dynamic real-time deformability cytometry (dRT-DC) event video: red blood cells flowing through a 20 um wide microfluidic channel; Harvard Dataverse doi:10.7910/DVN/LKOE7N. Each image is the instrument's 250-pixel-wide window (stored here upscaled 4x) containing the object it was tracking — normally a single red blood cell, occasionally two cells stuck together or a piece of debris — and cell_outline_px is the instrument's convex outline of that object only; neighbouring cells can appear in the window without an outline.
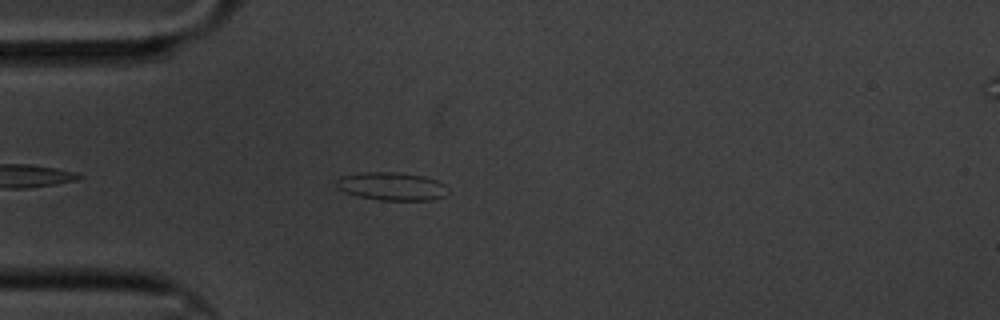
{"species": "common noctule bat (a hibernating species)", "species_latin": "Nyctalus noctula", "temperature_condition": "cold", "stored_images_in_passage": 42, "camera_frame_rate_fps": 3000, "um_per_image_px": 0.085, "animal": {"sex": "male", "body_mass_g": 20.1, "forearm_length_mm": 53.5}, "frame": {"image": 1, "passage_image": 1, "time_ms": 0.0, "image_size_px": [1000, 320], "cell_outline_px": [[448, 192], [444, 196], [432, 200], [380, 200], [360, 196], [344, 192], [336, 188], [336, 180], [340, 176], [364, 172], [396, 172], [424, 176], [436, 180], [444, 184], [448, 188]], "centroid_in_image_um": [33.29, 15.83], "position_along_channel_um": 51.7, "area_um2": 18.32}}
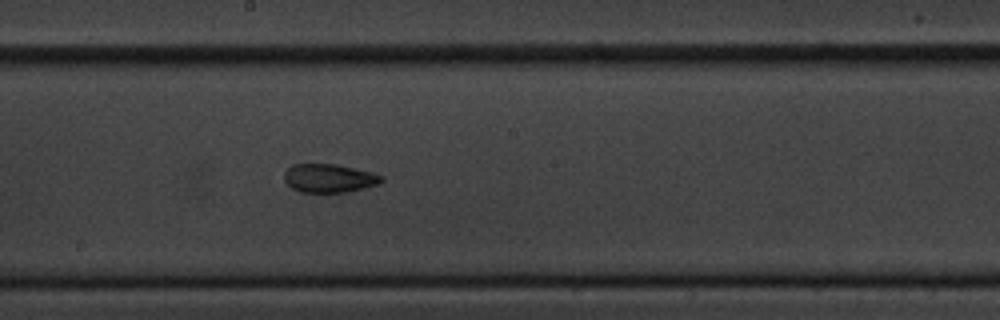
{"frame": {"image": 2, "passage_image": 17, "time_ms": 5.333, "image_size_px": [1000, 320], "cell_outline_px": [[384, 180], [380, 184], [344, 192], [300, 192], [292, 188], [284, 180], [284, 172], [292, 164], [336, 164], [384, 176]], "centroid_in_image_um": [27.95, 15.15], "position_along_channel_um": 220.3, "area_um2": 16.01}}
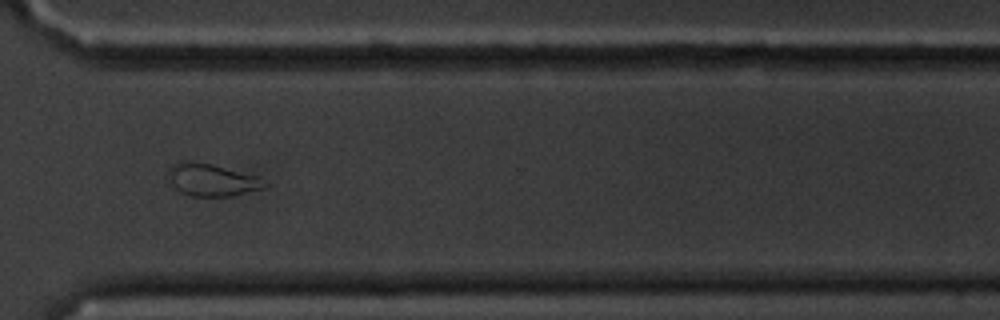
{"frame": {"image": 3, "passage_image": 29, "time_ms": 9.333, "image_size_px": [1000, 320], "cell_outline_px": [[268, 184], [264, 188], [232, 196], [192, 196], [180, 192], [168, 180], [168, 172], [172, 164], [180, 160], [188, 160], [212, 164], [256, 176], [268, 180]], "centroid_in_image_um": [18.0, 15.28], "position_along_channel_um": 352.6, "area_um2": 18.32}, "authors_computed_cell_mechanics": {"area_um2": 16.3574, "velocity_mm_per_s": 3.3167, "shape_relaxation_time_tau1_ms": 10.9934, "shape_relaxation_time_tau2_ms": 4.1554, "deformation_change_tau1": 0.1859, "deformation_change_tau2": 0.1008}}